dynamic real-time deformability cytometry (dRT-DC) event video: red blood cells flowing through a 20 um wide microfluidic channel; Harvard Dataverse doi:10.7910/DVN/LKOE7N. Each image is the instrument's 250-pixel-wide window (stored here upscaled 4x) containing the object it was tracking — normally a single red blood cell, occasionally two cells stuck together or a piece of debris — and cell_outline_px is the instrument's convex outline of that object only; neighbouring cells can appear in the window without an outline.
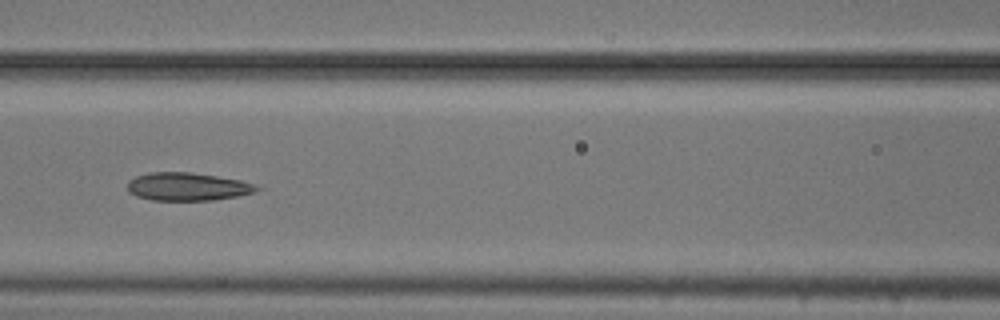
{"species": "common noctule bat (a hibernating species)", "species_latin": "Nyctalus noctula", "temperature_condition": "cold", "stored_images_in_passage": 53, "camera_frame_rate_fps": 3000, "um_per_image_px": 0.085, "animal": {"sex": "male", "body_mass_g": 20.5, "forearm_length_mm": 52.5}, "frame": {"image": 1, "passage_image": 23, "time_ms": 7.333, "image_size_px": [1000, 320], "cell_outline_px": [[264, 188], [256, 192], [236, 196], [212, 200], [152, 200], [136, 196], [128, 192], [128, 180], [136, 176], [148, 172], [188, 172], [216, 176], [240, 180], [256, 184]], "centroid_in_image_um": [15.95, 15.86], "position_along_channel_um": 150.6, "area_um2": 21.21}}
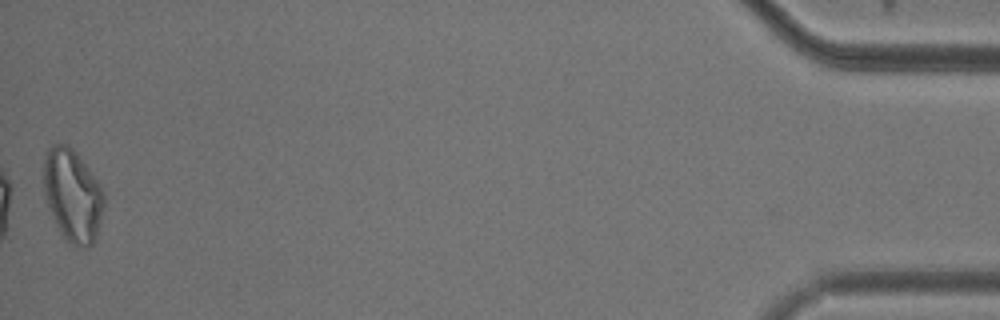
{"frame": {"image": 2, "passage_image": 53, "time_ms": 17.333, "image_size_px": [1000, 320], "cell_outline_px": [[104, 204], [96, 236], [92, 244], [88, 248], [80, 248], [64, 240], [48, 208], [44, 196], [44, 152], [52, 144], [68, 144], [76, 152], [100, 184], [104, 192]], "centroid_in_image_um": [6.15, 16.61], "position_along_channel_um": 429.0, "area_um2": 32.71}, "authors_computed_cell_mechanics": {"area_um2": 23.987, "velocity_mm_per_s": 3.7128, "shape_relaxation_time_tau1_ms": null, "shape_relaxation_time_tau2_ms": 2.8955, "deformation_change_tau1": null, "deformation_change_tau2": 0.1341}}